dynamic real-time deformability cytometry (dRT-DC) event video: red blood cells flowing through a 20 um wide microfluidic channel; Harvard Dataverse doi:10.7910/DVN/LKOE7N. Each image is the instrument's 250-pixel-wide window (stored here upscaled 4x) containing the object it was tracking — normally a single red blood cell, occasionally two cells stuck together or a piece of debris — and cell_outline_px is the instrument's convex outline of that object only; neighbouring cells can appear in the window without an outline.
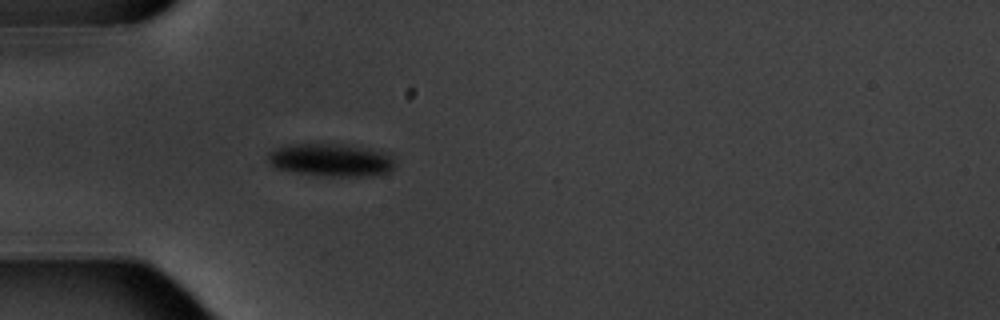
{"species": "common noctule bat (a hibernating species)", "species_latin": "Nyctalus noctula", "temperature_condition": "warm", "stored_images_in_passage": 4, "camera_frame_rate_fps": 3000, "um_per_image_px": 0.085, "animal": {"sex": "male", "body_mass_g": 20.1, "forearm_length_mm": 53.5}, "frame": {"image": 1, "passage_image": 4, "time_ms": 4.333, "image_size_px": [1000, 320], "cell_outline_px": [[396, 164], [388, 172], [380, 176], [324, 176], [296, 172], [276, 168], [268, 160], [268, 152], [276, 148], [288, 144], [344, 144], [388, 152], [392, 156]], "centroid_in_image_um": [28.19, 13.6], "position_along_channel_um": 56.8, "area_um2": 24.51}}